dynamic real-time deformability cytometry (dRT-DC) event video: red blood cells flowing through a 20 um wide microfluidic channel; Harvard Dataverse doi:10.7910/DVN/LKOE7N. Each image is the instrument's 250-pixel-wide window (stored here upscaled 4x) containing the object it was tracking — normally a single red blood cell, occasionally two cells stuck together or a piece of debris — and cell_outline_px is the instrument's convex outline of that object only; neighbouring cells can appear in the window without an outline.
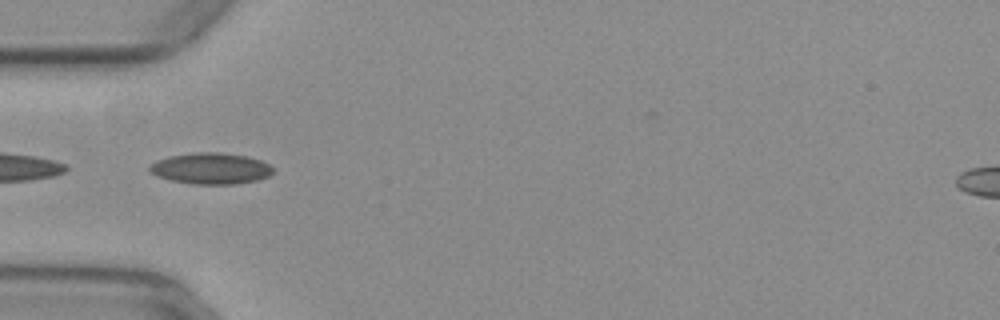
{"species": "common noctule bat (a hibernating species)", "species_latin": "Nyctalus noctula", "temperature_condition": "warm", "stored_images_in_passage": 41, "camera_frame_rate_fps": 3000, "um_per_image_px": 0.085, "animal": {"sex": "female", "body_mass_g": 29.2, "forearm_length_mm": 56.3}, "frame": {"image": 1, "passage_image": 5, "time_ms": 1.333, "image_size_px": [1000, 320], "cell_outline_px": [[272, 172], [268, 176], [256, 180], [236, 184], [192, 184], [172, 180], [156, 176], [148, 168], [156, 160], [172, 156], [196, 152], [216, 152], [244, 156], [260, 160], [268, 164], [272, 168]], "centroid_in_image_um": [17.9, 14.32], "position_along_channel_um": 67.1, "area_um2": 22.08}}
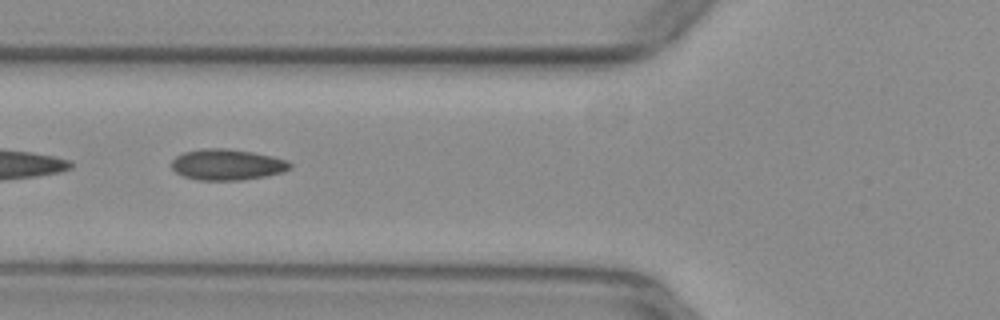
{"frame": {"image": 2, "passage_image": 8, "time_ms": 2.333, "image_size_px": [1000, 320], "cell_outline_px": [[292, 168], [284, 172], [264, 176], [240, 180], [196, 180], [184, 176], [176, 172], [172, 168], [172, 160], [176, 156], [184, 152], [204, 148], [224, 148], [252, 152], [272, 156], [288, 160], [292, 164]], "centroid_in_image_um": [19.32, 13.99], "position_along_channel_um": 106.5, "area_um2": 21.39}, "authors_computed_cell_mechanics": {"area_um2": 20.2878, "velocity_mm_per_s": 3.9595, "shape_relaxation_time_tau1_ms": null, "shape_relaxation_time_tau2_ms": 1.8782, "deformation_change_tau1": null, "deformation_change_tau2": 0.0746}}